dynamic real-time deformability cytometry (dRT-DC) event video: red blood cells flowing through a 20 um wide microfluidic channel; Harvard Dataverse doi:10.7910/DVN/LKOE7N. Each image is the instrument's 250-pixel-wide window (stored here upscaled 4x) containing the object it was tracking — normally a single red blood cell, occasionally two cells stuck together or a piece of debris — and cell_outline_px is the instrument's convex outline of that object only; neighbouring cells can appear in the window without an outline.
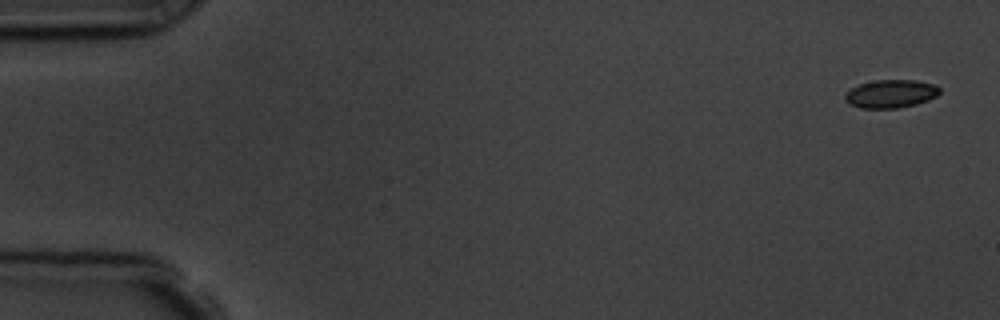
{"species": "common noctule bat (a hibernating species)", "species_latin": "Nyctalus noctula", "temperature_condition": "room temperature", "stored_images_in_passage": 2, "camera_frame_rate_fps": 3000, "um_per_image_px": 0.085, "animal": {"sex": "male", "body_mass_g": 19.5, "forearm_length_mm": 54.6}, "frame": {"image": 1, "passage_image": 1, "time_ms": 0.0, "image_size_px": [1000, 320], "cell_outline_px": [[940, 92], [936, 96], [928, 100], [916, 104], [896, 108], [860, 108], [844, 100], [844, 96], [852, 88], [860, 84], [876, 80], [916, 80], [936, 84], [940, 88]], "centroid_in_image_um": [75.75, 7.96], "position_along_channel_um": 9.2, "area_um2": 15.43}}